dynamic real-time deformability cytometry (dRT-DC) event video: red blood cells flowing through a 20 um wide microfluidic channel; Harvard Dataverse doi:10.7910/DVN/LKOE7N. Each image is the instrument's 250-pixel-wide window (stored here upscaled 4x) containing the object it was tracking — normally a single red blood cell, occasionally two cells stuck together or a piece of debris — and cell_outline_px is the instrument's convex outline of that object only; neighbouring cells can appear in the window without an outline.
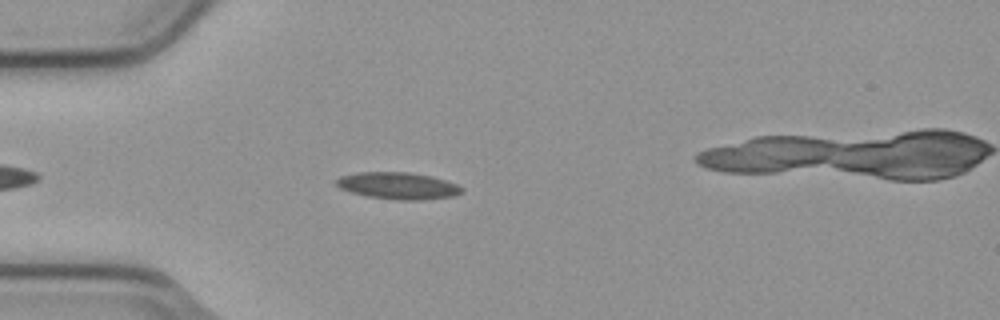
{"species": "common noctule bat (a hibernating species)", "species_latin": "Nyctalus noctula", "temperature_condition": "cold", "stored_images_in_passage": 6, "camera_frame_rate_fps": 3000, "um_per_image_px": 0.085, "animal": {"sex": "male", "body_mass_g": 23.1, "forearm_length_mm": 52.7}, "frame": {"image": 1, "passage_image": 5, "time_ms": 1.333, "image_size_px": [1000, 320], "cell_outline_px": [[464, 192], [452, 196], [424, 200], [400, 200], [368, 196], [352, 192], [340, 188], [336, 184], [336, 180], [340, 176], [360, 172], [408, 172], [432, 176], [456, 184], [464, 188]], "centroid_in_image_um": [33.86, 15.78], "position_along_channel_um": 51.1, "area_um2": 19.54}}